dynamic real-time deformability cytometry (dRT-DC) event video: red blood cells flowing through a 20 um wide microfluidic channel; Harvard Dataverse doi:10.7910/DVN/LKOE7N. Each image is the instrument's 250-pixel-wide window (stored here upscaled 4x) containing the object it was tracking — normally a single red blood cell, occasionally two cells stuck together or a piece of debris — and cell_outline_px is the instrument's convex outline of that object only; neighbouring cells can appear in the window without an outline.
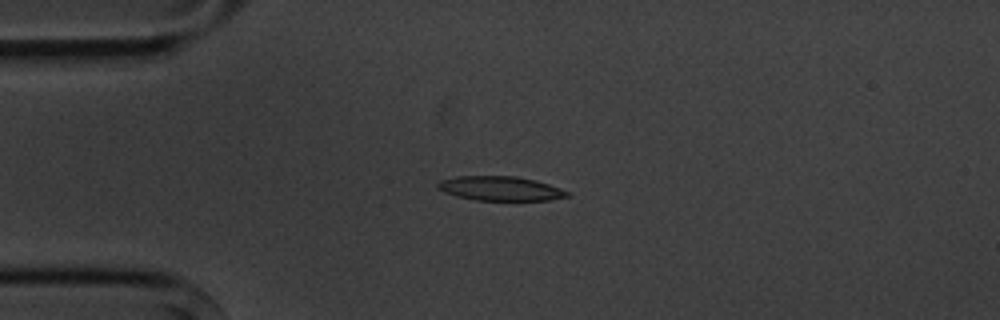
{"species": "common noctule bat (a hibernating species)", "species_latin": "Nyctalus noctula", "temperature_condition": "cold", "stored_images_in_passage": 4, "camera_frame_rate_fps": 3000, "um_per_image_px": 0.085, "animal": {"sex": "male", "body_mass_g": 20.1, "forearm_length_mm": 53.5}, "frame": {"image": 1, "passage_image": 4, "time_ms": 3.667, "image_size_px": [1000, 320], "cell_outline_px": [[568, 196], [548, 200], [476, 200], [456, 196], [444, 192], [436, 188], [436, 184], [440, 180], [456, 176], [516, 176], [536, 180], [560, 188], [568, 192]], "centroid_in_image_um": [42.47, 16.01], "position_along_channel_um": 42.5, "area_um2": 18.32}}